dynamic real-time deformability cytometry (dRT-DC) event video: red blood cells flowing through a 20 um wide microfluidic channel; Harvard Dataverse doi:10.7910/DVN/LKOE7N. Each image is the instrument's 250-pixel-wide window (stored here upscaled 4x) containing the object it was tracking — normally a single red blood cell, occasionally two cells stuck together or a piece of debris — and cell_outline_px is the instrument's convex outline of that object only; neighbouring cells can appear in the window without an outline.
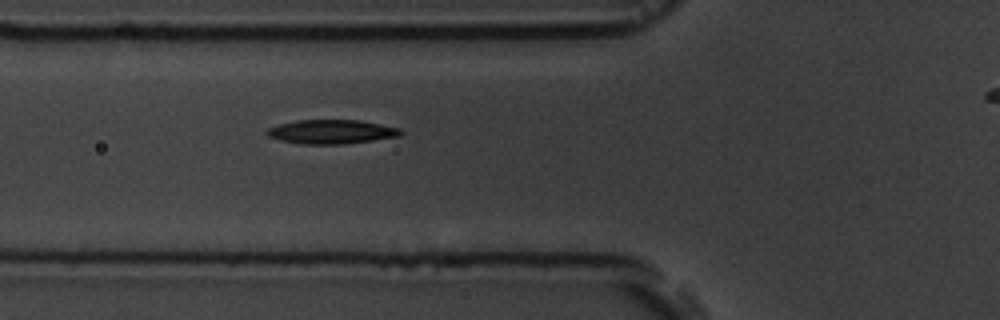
{"species": "common noctule bat (a hibernating species)", "species_latin": "Nyctalus noctula", "temperature_condition": "room temperature", "stored_images_in_passage": 5, "segment_of_instrument_passage": [1, 2], "camera_frame_rate_fps": 3000, "um_per_image_px": 0.085, "animal": {"sex": "male", "body_mass_g": 19.5, "forearm_length_mm": 54.6}, "frame": {"image": 1, "passage_image": 4, "time_ms": 3.333, "image_size_px": [1000, 320], "cell_outline_px": [[404, 132], [400, 136], [344, 144], [300, 144], [280, 140], [268, 136], [264, 132], [268, 128], [280, 124], [296, 120], [360, 120], [400, 128]], "centroid_in_image_um": [28.17, 11.2], "position_along_channel_um": 97.6, "area_um2": 18.79}}